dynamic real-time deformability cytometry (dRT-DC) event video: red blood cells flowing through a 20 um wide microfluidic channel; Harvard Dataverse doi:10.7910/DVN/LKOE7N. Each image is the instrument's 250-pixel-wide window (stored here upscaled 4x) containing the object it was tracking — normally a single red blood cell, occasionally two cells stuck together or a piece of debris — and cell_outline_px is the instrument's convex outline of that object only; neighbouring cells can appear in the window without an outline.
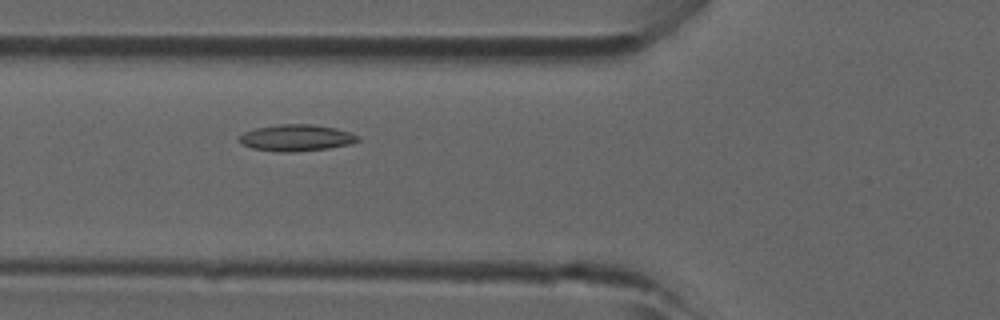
{"species": "common noctule bat (a hibernating species)", "species_latin": "Nyctalus noctula", "temperature_condition": "room temperature", "stored_images_in_passage": 6, "camera_frame_rate_fps": 3000, "um_per_image_px": 0.085, "animal": {"sex": "male", "forearm_length_mm": 52.5}, "frame": {"image": 1, "passage_image": 5, "time_ms": 1.333, "image_size_px": [1000, 320], "cell_outline_px": [[360, 140], [352, 144], [328, 148], [292, 152], [280, 152], [252, 148], [236, 140], [236, 136], [244, 132], [256, 128], [280, 124], [312, 124], [336, 128], [360, 136]], "centroid_in_image_um": [25.17, 11.71], "position_along_channel_um": 100.6, "area_um2": 18.44}}
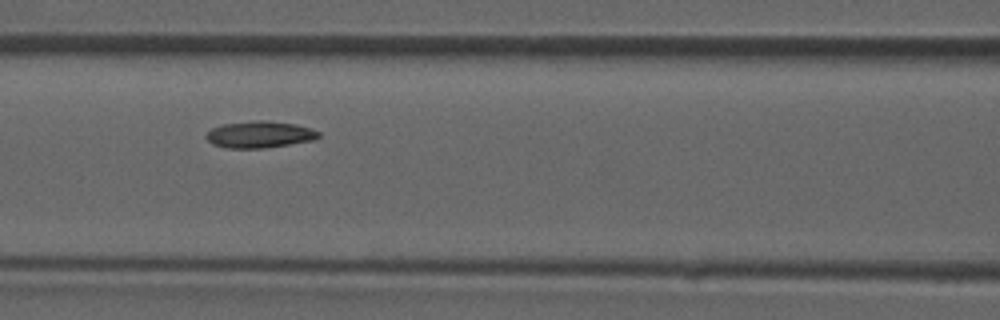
{"frame": {"image": 2, "passage_image": 6, "time_ms": 1.667, "image_size_px": [1000, 320], "cell_outline_px": [[320, 136], [316, 140], [264, 148], [224, 148], [212, 144], [204, 136], [212, 128], [224, 124], [256, 120], [264, 120], [296, 124], [312, 128], [320, 132]], "centroid_in_image_um": [22.09, 11.43], "position_along_channel_um": 144.5, "area_um2": 17.63}}